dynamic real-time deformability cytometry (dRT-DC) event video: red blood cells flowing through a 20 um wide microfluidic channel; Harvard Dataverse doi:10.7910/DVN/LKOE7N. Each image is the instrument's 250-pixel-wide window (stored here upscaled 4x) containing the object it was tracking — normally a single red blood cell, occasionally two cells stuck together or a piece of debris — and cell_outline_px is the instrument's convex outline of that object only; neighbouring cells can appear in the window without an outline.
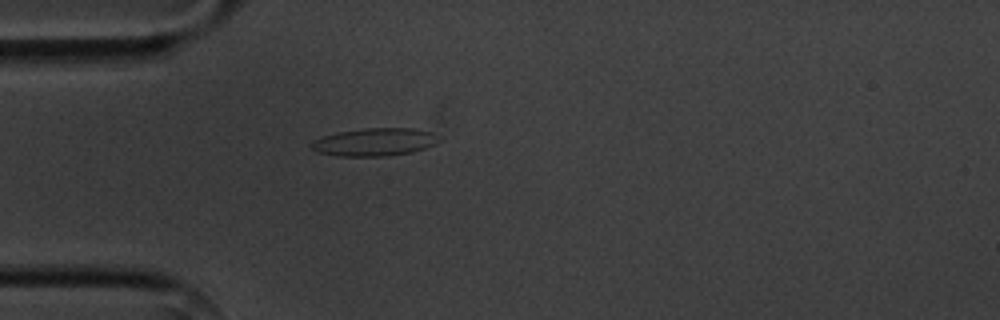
{"species": "common noctule bat (a hibernating species)", "species_latin": "Nyctalus noctula", "temperature_condition": "cold", "stored_images_in_passage": 1, "camera_frame_rate_fps": 3000, "um_per_image_px": 0.085, "animal": {"sex": "male", "body_mass_g": 20.1, "forearm_length_mm": 53.5}, "frame": {"image": 1, "passage_image": 1, "time_ms": 0.0, "image_size_px": [1000, 320], "cell_outline_px": [[444, 140], [436, 144], [412, 152], [388, 156], [336, 156], [316, 152], [308, 144], [312, 140], [336, 132], [364, 128], [416, 128], [432, 132], [440, 136]], "centroid_in_image_um": [31.87, 12.07], "position_along_channel_um": 53.1, "area_um2": 21.15}}